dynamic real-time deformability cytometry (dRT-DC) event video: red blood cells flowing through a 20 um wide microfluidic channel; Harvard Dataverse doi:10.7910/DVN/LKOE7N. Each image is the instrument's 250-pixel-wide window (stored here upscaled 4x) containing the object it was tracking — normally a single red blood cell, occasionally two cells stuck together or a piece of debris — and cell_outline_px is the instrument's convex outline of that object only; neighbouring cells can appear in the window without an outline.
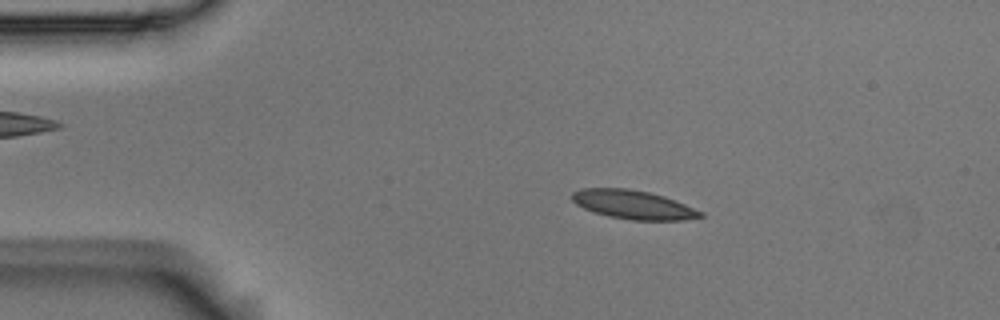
{"species": "Egyptian fruit bat (a non-hibernating species)", "species_latin": "Rousettus aegyptiacus", "temperature_condition": "room temperature", "stored_images_in_passage": 7, "camera_frame_rate_fps": 3000, "um_per_image_px": 0.085, "animal": {"sex": "male"}, "frame": {"image": 1, "passage_image": 2, "time_ms": 0.333, "image_size_px": [1000, 320], "cell_outline_px": [[704, 216], [684, 220], [632, 220], [608, 216], [584, 208], [576, 204], [572, 200], [572, 192], [580, 188], [628, 188], [648, 192], [664, 196], [676, 200], [704, 212]], "centroid_in_image_um": [53.84, 17.39], "position_along_channel_um": 31.2, "area_um2": 21.56}}
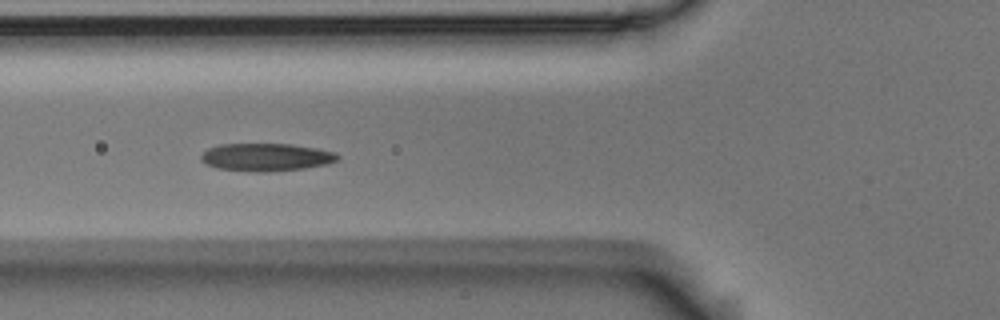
{"frame": {"image": 2, "passage_image": 5, "time_ms": 1.333, "image_size_px": [1000, 320], "cell_outline_px": [[340, 160], [328, 164], [304, 168], [272, 172], [256, 172], [216, 168], [200, 160], [200, 156], [208, 148], [220, 144], [292, 144], [316, 148], [336, 152], [340, 156]], "centroid_in_image_um": [22.66, 13.36], "position_along_channel_um": 103.1, "area_um2": 22.31}}
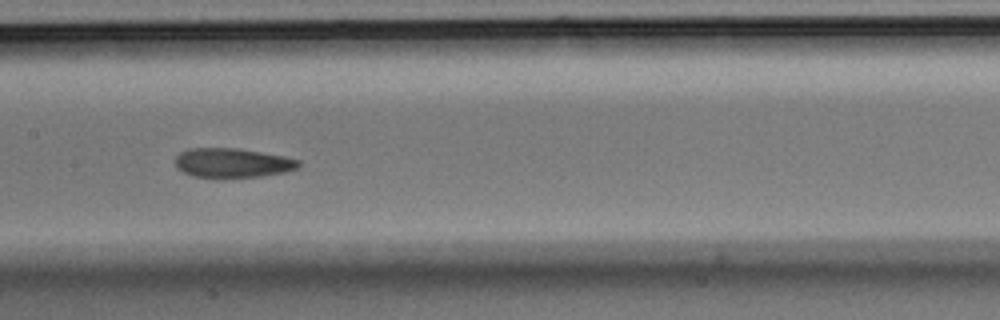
{"frame": {"image": 3, "passage_image": 7, "time_ms": 2.0, "image_size_px": [1000, 320], "cell_outline_px": [[300, 164], [296, 168], [284, 172], [260, 176], [192, 176], [176, 168], [176, 156], [180, 152], [192, 148], [236, 148], [284, 156], [300, 160]], "centroid_in_image_um": [19.75, 13.82], "position_along_channel_um": 187.7, "area_um2": 20.58}}